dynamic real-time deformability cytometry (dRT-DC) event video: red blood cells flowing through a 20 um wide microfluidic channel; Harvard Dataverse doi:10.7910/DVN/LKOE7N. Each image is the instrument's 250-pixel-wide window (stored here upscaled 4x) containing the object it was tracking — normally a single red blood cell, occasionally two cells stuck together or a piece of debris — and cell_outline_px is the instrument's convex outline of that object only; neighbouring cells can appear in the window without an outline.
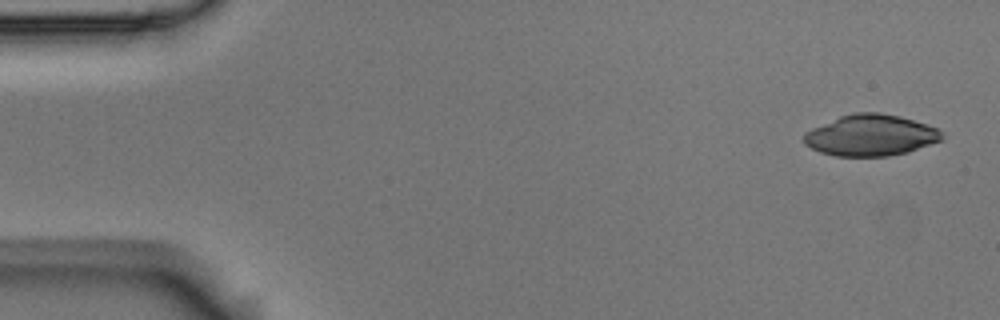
{"species": "Egyptian fruit bat (a non-hibernating species)", "species_latin": "Rousettus aegyptiacus", "temperature_condition": "room temperature", "stored_images_in_passage": 5, "camera_frame_rate_fps": 3000, "um_per_image_px": 0.085, "animal": {"sex": "male"}, "frame": {"image": 1, "passage_image": 1, "time_ms": 0.0, "image_size_px": [1000, 320], "cell_outline_px": [[944, 140], [908, 152], [888, 156], [836, 156], [820, 152], [804, 144], [804, 132], [812, 128], [840, 116], [852, 112], [880, 112], [900, 116], [940, 128], [944, 132]], "centroid_in_image_um": [74.06, 11.49], "position_along_channel_um": 10.9, "area_um2": 33.52}}